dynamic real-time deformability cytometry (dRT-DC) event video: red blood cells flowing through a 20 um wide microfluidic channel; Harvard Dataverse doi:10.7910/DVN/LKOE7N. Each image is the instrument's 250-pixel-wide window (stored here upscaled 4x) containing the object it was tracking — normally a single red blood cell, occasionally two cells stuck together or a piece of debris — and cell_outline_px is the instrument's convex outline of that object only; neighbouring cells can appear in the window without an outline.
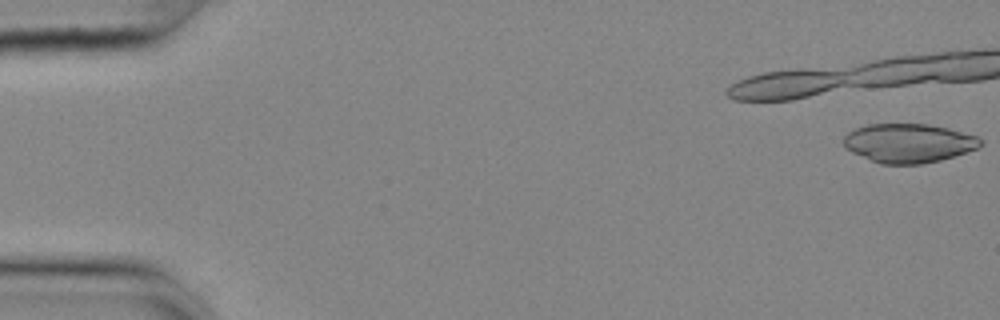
{"species": "common noctule bat (a hibernating species)", "species_latin": "Nyctalus noctula", "temperature_condition": "cold", "stored_images_in_passage": 41, "camera_frame_rate_fps": 3000, "um_per_image_px": 0.085, "animal": {"sex": "female", "body_mass_g": 25.1}, "frame": {"image": 1, "passage_image": 1, "time_ms": 0.0, "image_size_px": [1000, 320], "cell_outline_px": [[984, 144], [976, 148], [940, 160], [920, 164], [880, 164], [852, 152], [844, 148], [844, 136], [848, 132], [856, 128], [868, 124], [928, 124], [948, 128], [976, 136], [984, 140]], "centroid_in_image_um": [77.22, 12.16], "position_along_channel_um": 7.8, "area_um2": 30.98}}
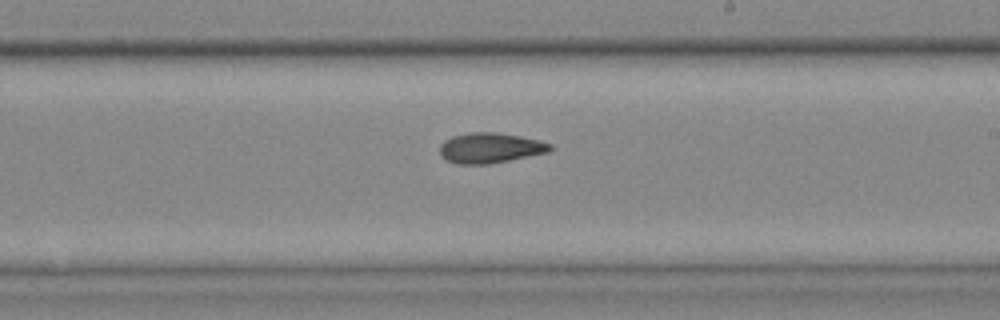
{"frame": {"image": 2, "passage_image": 28, "time_ms": 9.0, "image_size_px": [1000, 320], "cell_outline_px": [[552, 148], [548, 152], [488, 164], [456, 164], [444, 160], [440, 156], [440, 144], [444, 140], [452, 136], [468, 132], [496, 132], [520, 136], [540, 140], [552, 144]], "centroid_in_image_um": [41.61, 12.57], "position_along_channel_um": 247.4, "area_um2": 19.59}}
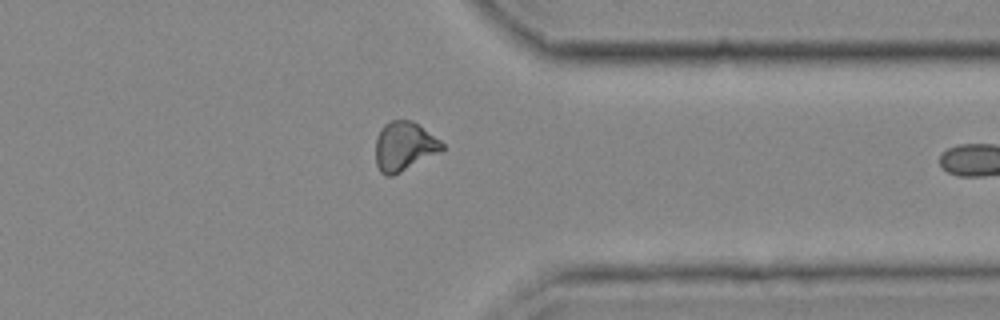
{"frame": {"image": 3, "passage_image": 39, "time_ms": 12.667, "image_size_px": [1000, 320], "cell_outline_px": [[444, 148], [440, 152], [392, 176], [384, 176], [380, 172], [376, 164], [376, 140], [384, 124], [392, 120], [412, 120], [440, 140], [444, 144]], "centroid_in_image_um": [34.35, 12.45], "position_along_channel_um": 377.1, "area_um2": 18.84}}